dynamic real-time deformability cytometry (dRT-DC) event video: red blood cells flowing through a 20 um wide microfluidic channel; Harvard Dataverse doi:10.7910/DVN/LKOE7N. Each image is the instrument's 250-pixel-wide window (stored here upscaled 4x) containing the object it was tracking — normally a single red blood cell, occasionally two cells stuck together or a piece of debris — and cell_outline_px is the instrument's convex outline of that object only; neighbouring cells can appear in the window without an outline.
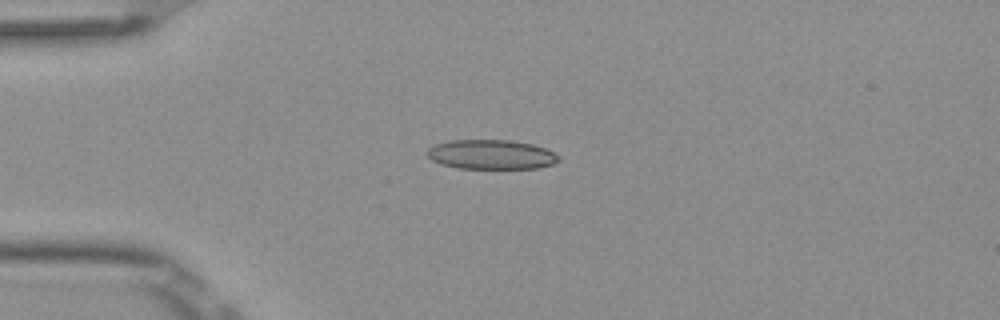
{"species": "Egyptian fruit bat (a non-hibernating species)", "species_latin": "Rousettus aegyptiacus", "temperature_condition": "room temperature", "stored_images_in_passage": 6, "camera_frame_rate_fps": 3000, "um_per_image_px": 0.085, "frame": {"image": 1, "passage_image": 3, "time_ms": 0.667, "image_size_px": [1000, 320], "cell_outline_px": [[560, 160], [552, 164], [536, 168], [460, 168], [440, 164], [432, 160], [424, 152], [428, 148], [436, 144], [452, 140], [508, 140], [532, 144], [544, 148], [560, 156]], "centroid_in_image_um": [41.72, 13.13], "position_along_channel_um": 43.3, "area_um2": 22.48}}
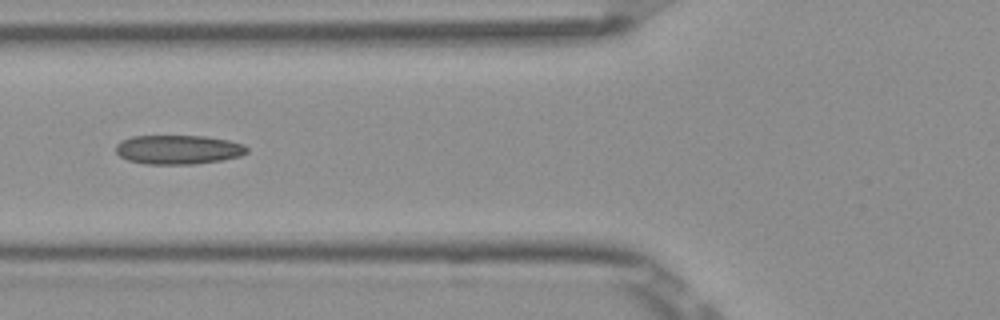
{"frame": {"image": 2, "passage_image": 5, "time_ms": 1.333, "image_size_px": [1000, 320], "cell_outline_px": [[248, 152], [240, 156], [220, 160], [196, 164], [144, 164], [128, 160], [120, 156], [116, 152], [116, 144], [120, 140], [132, 136], [204, 136], [228, 140], [244, 144], [248, 148]], "centroid_in_image_um": [15.14, 12.71], "position_along_channel_um": 110.7, "area_um2": 22.37}}
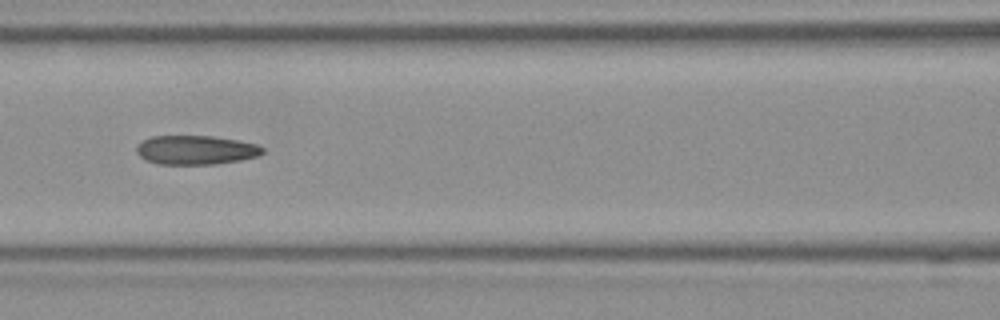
{"frame": {"image": 3, "passage_image": 6, "time_ms": 1.667, "image_size_px": [1000, 320], "cell_outline_px": [[264, 152], [260, 156], [240, 160], [216, 164], [156, 164], [144, 160], [136, 152], [136, 144], [140, 140], [152, 136], [212, 136], [236, 140], [256, 144], [264, 148]], "centroid_in_image_um": [16.6, 12.75], "position_along_channel_um": 150.0, "area_um2": 21.62}}